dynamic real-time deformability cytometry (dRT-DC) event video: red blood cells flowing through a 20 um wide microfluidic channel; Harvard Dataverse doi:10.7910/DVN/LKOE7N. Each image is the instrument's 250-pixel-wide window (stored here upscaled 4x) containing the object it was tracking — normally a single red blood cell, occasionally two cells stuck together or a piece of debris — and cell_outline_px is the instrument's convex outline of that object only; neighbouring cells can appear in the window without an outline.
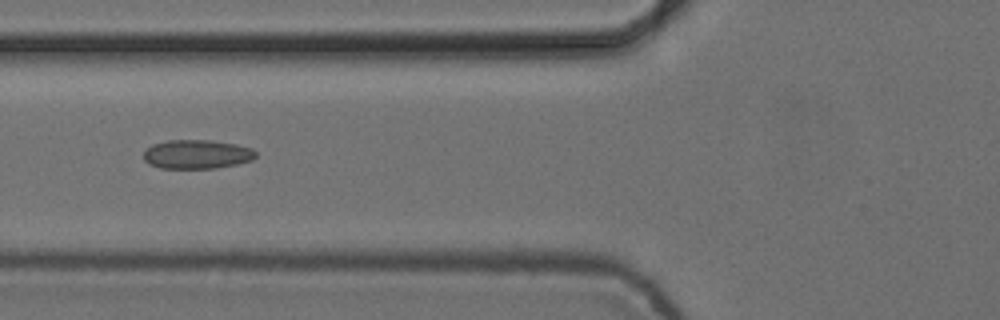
{"species": "common noctule bat (a hibernating species)", "species_latin": "Nyctalus noctula", "temperature_condition": "cold", "stored_images_in_passage": 6, "camera_frame_rate_fps": 3000, "um_per_image_px": 0.085, "animal": {"sex": "female", "body_mass_g": 24.6, "forearm_length_mm": 56.2}, "frame": {"image": 1, "passage_image": 4, "time_ms": 1.0, "image_size_px": [1000, 320], "cell_outline_px": [[256, 156], [252, 160], [236, 164], [216, 168], [160, 168], [148, 164], [144, 160], [144, 152], [152, 144], [168, 140], [208, 140], [236, 144], [252, 148], [256, 152]], "centroid_in_image_um": [16.73, 13.11], "position_along_channel_um": 109.1, "area_um2": 18.96}}
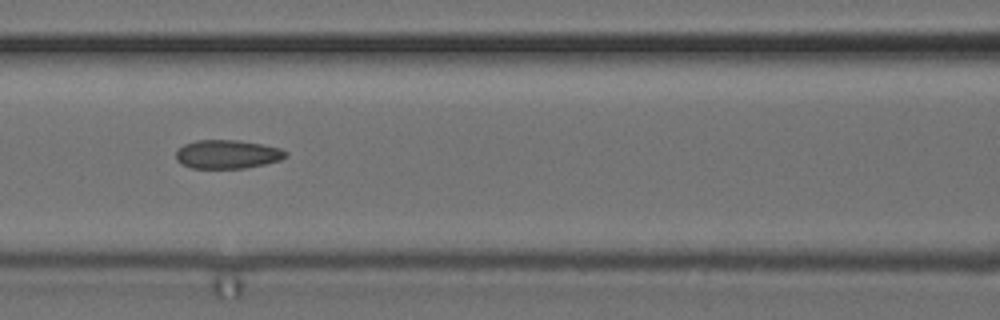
{"frame": {"image": 2, "passage_image": 5, "time_ms": 1.333, "image_size_px": [1000, 320], "cell_outline_px": [[288, 156], [280, 160], [264, 164], [244, 168], [192, 168], [180, 164], [176, 160], [176, 152], [184, 144], [196, 140], [236, 140], [260, 144], [280, 148], [288, 152]], "centroid_in_image_um": [19.32, 13.11], "position_along_channel_um": 147.3, "area_um2": 18.32}}
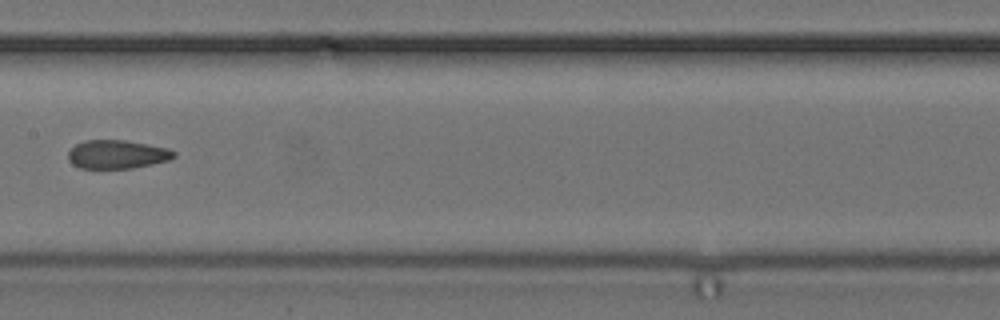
{"frame": {"image": 3, "passage_image": 6, "time_ms": 1.667, "image_size_px": [1000, 320], "cell_outline_px": [[176, 156], [168, 160], [152, 164], [132, 168], [80, 168], [72, 164], [68, 160], [68, 152], [76, 144], [84, 140], [124, 140], [168, 148], [176, 152]], "centroid_in_image_um": [9.94, 13.12], "position_along_channel_um": 197.5, "area_um2": 17.57}}